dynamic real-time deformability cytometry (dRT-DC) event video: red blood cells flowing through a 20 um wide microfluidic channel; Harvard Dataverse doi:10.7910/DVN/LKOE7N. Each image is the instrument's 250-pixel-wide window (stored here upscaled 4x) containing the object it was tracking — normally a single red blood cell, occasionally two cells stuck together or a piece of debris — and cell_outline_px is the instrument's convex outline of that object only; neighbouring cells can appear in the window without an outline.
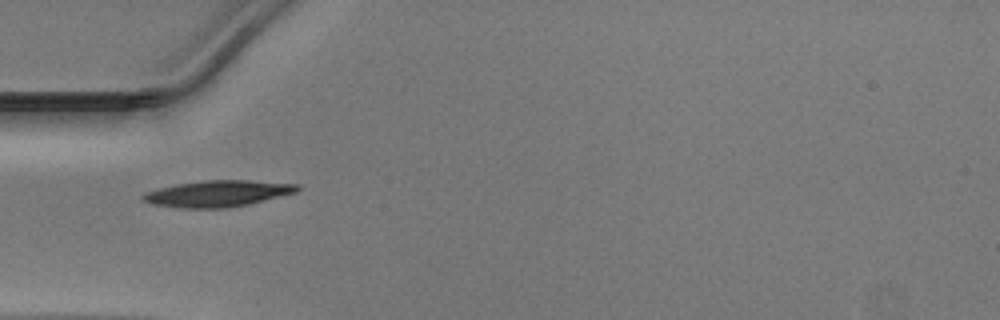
{"species": "Egyptian fruit bat (a non-hibernating species)", "species_latin": "Rousettus aegyptiacus", "temperature_condition": "warm", "stored_images_in_passage": 35, "camera_frame_rate_fps": 3000, "um_per_image_px": 0.085, "animal": {"sex": "male"}, "frame": {"image": 1, "passage_image": 1, "time_ms": 0.0, "image_size_px": [1000, 320], "cell_outline_px": [[300, 188], [296, 192], [248, 204], [228, 208], [180, 208], [152, 204], [140, 200], [140, 196], [144, 192], [176, 184], [204, 180], [248, 180], [300, 184]], "centroid_in_image_um": [18.46, 16.45], "position_along_channel_um": 66.5, "area_um2": 23.76}}
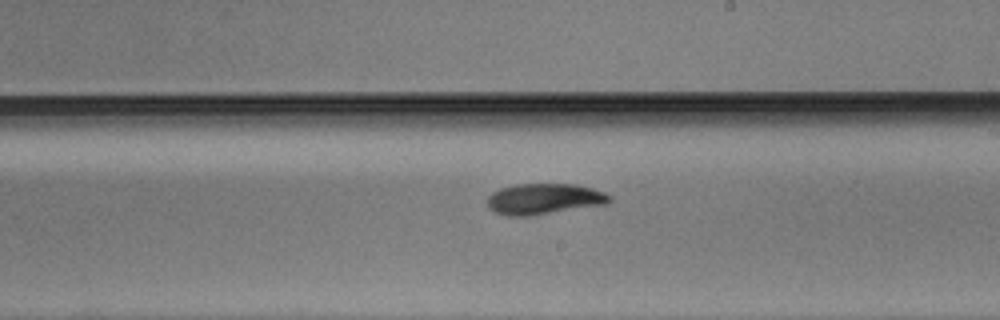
{"frame": {"image": 2, "passage_image": 14, "time_ms": 4.333, "image_size_px": [1000, 320], "cell_outline_px": [[612, 200], [608, 204], [532, 216], [508, 216], [496, 212], [488, 208], [488, 196], [492, 192], [500, 188], [516, 184], [576, 184], [592, 188], [604, 192], [612, 196]], "centroid_in_image_um": [46.28, 16.91], "position_along_channel_um": 242.7, "area_um2": 22.25}}
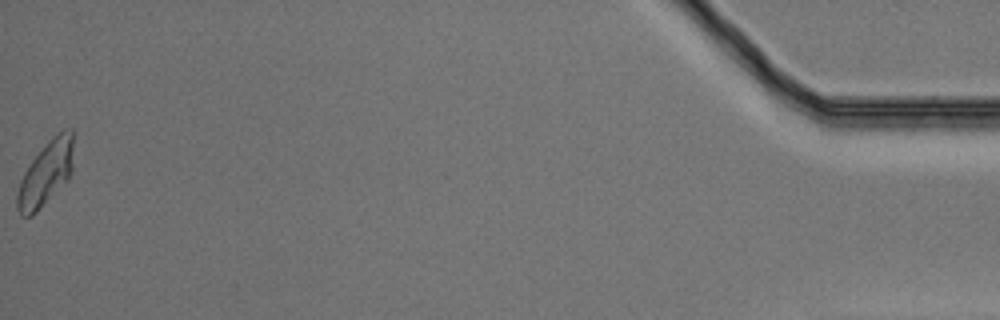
{"frame": {"image": 3, "passage_image": 35, "time_ms": 11.333, "image_size_px": [1000, 320], "cell_outline_px": [[72, 172], [68, 180], [32, 216], [20, 216], [16, 208], [16, 192], [20, 180], [24, 172], [32, 160], [48, 140], [56, 132], [64, 128], [72, 128]], "centroid_in_image_um": [3.88, 14.74], "position_along_channel_um": 431.3, "area_um2": 21.27}}